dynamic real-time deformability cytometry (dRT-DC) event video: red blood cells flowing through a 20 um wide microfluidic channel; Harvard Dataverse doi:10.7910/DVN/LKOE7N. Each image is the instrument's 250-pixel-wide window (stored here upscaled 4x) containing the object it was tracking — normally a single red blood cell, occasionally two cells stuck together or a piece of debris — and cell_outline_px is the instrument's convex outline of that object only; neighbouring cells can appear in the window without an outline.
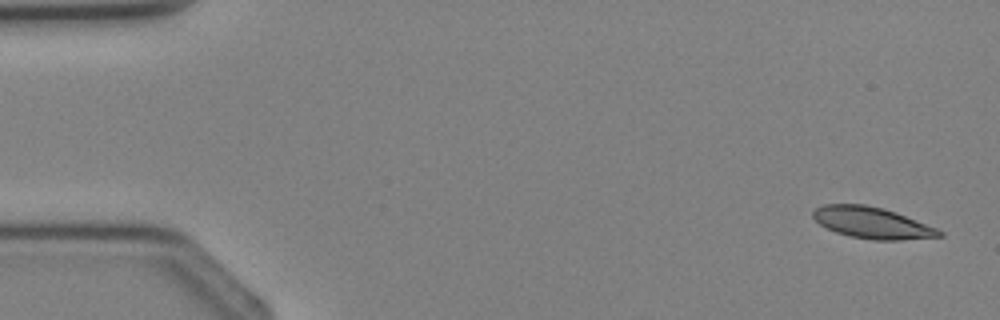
{"species": "Egyptian fruit bat (a non-hibernating species)", "species_latin": "Rousettus aegyptiacus", "temperature_condition": "cold", "stored_images_in_passage": 3, "camera_frame_rate_fps": 3000, "um_per_image_px": 0.085, "animal": {"sex": "female"}, "frame": {"image": 1, "passage_image": 1, "time_ms": 0.0, "image_size_px": [1000, 320], "cell_outline_px": [[944, 236], [900, 240], [876, 240], [852, 236], [836, 232], [820, 224], [812, 216], [812, 212], [816, 208], [824, 204], [864, 204], [884, 208], [896, 212], [936, 228], [944, 232]], "centroid_in_image_um": [74.14, 18.93], "position_along_channel_um": 10.9, "area_um2": 22.89}}